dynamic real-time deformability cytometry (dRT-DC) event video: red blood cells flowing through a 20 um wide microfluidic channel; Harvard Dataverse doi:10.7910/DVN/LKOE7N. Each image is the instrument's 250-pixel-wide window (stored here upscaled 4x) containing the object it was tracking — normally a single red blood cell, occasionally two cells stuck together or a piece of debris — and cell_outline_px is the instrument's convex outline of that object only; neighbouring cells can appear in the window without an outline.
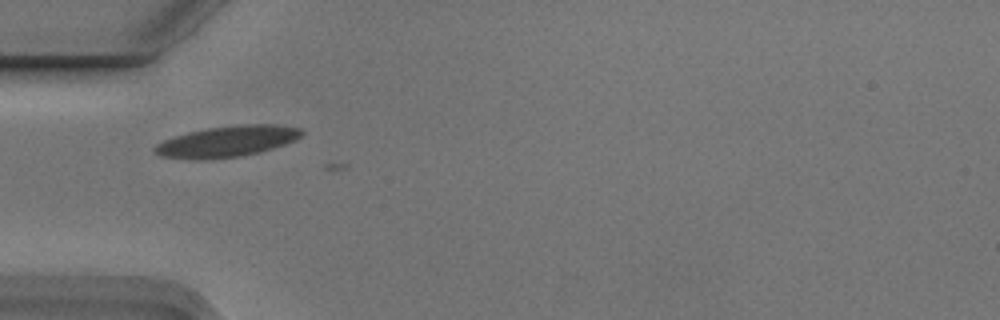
{"species": "Egyptian fruit bat (a non-hibernating species)", "species_latin": "Rousettus aegyptiacus", "temperature_condition": "cold", "stored_images_in_passage": 5, "camera_frame_rate_fps": 3000, "um_per_image_px": 0.085, "animal": {"sex": "male"}, "frame": {"image": 1, "passage_image": 2, "time_ms": 0.333, "image_size_px": [1000, 320], "cell_outline_px": [[304, 132], [300, 136], [284, 144], [272, 148], [240, 156], [200, 160], [196, 160], [160, 156], [152, 148], [156, 144], [164, 140], [188, 132], [208, 128], [244, 124], [272, 124], [300, 128]], "centroid_in_image_um": [19.26, 12.02], "position_along_channel_um": 65.7, "area_um2": 26.13}}
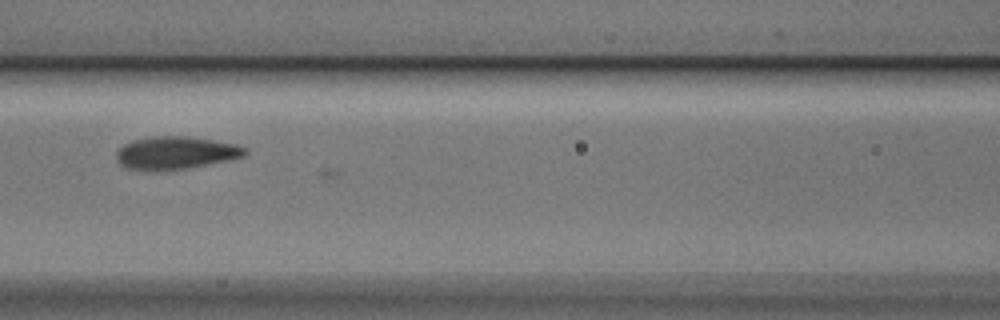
{"frame": {"image": 2, "passage_image": 4, "time_ms": 1.0, "image_size_px": [1000, 320], "cell_outline_px": [[248, 152], [244, 156], [228, 160], [184, 168], [128, 168], [120, 164], [116, 160], [116, 152], [124, 144], [132, 140], [152, 136], [188, 136], [236, 144], [248, 148]], "centroid_in_image_um": [14.97, 12.94], "position_along_channel_um": 151.6, "area_um2": 23.81}}